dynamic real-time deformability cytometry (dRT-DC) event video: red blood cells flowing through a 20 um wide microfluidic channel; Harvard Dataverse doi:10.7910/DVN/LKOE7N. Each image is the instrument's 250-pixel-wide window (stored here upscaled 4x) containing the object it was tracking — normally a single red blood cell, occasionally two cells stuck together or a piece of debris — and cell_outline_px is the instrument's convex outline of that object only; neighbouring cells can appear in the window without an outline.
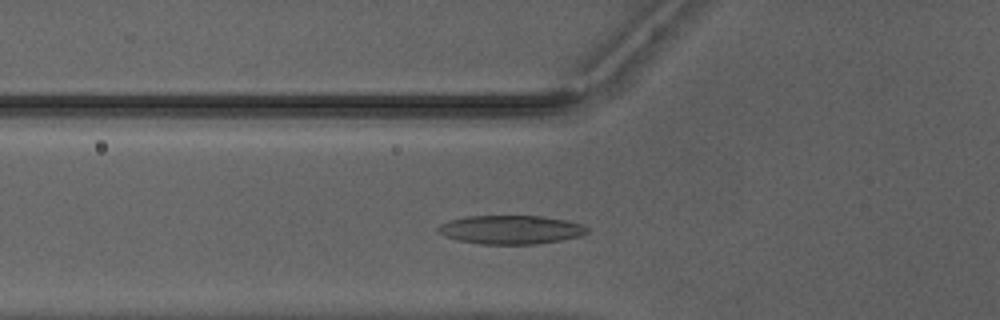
{"species": "Egyptian fruit bat (a non-hibernating species)", "species_latin": "Rousettus aegyptiacus", "temperature_condition": "warm", "stored_images_in_passage": 15, "camera_frame_rate_fps": 3000, "um_per_image_px": 0.085, "animal": {"sex": "male"}, "frame": {"image": 1, "passage_image": 13, "time_ms": 4.0, "image_size_px": [1000, 320], "cell_outline_px": [[588, 232], [580, 236], [552, 244], [476, 260], [464, 260], [436, 232], [436, 228], [440, 224], [448, 220], [464, 216], [540, 216], [568, 220], [584, 224], [588, 228]], "centroid_in_image_um": [42.93, 19.9], "position_along_channel_um": 82.9, "area_um2": 33.29}}